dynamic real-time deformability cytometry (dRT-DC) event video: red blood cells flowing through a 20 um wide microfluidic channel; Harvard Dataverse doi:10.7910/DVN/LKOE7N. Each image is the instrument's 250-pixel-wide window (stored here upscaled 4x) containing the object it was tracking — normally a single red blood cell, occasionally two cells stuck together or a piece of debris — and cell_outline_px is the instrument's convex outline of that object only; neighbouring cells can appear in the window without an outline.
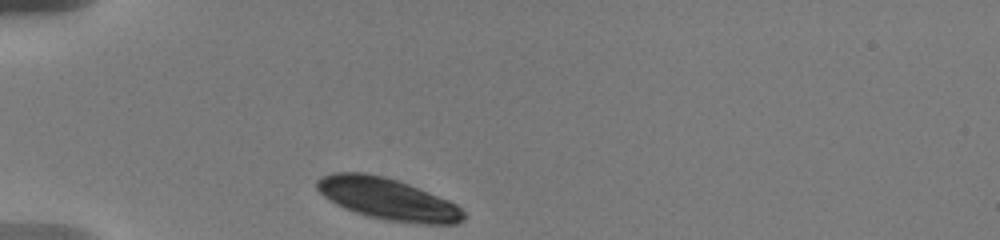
{"species": "human", "species_latin": "Homo sapiens", "temperature_condition": "warm", "stored_images_in_passage": 30, "camera_frame_rate_fps": 3000, "um_per_image_px": 0.085, "donor": {"sex": "male"}, "frame": {"image": 1, "passage_image": 1, "time_ms": 0.0, "image_size_px": [1000, 240], "cell_outline_px": [[464, 220], [456, 224], [420, 224], [388, 220], [368, 216], [344, 208], [328, 200], [316, 188], [316, 180], [320, 176], [332, 172], [364, 172], [384, 176], [408, 184], [448, 200], [456, 204], [464, 212]], "centroid_in_image_um": [32.92, 16.9], "position_along_channel_um": 52.1, "area_um2": 35.55}}
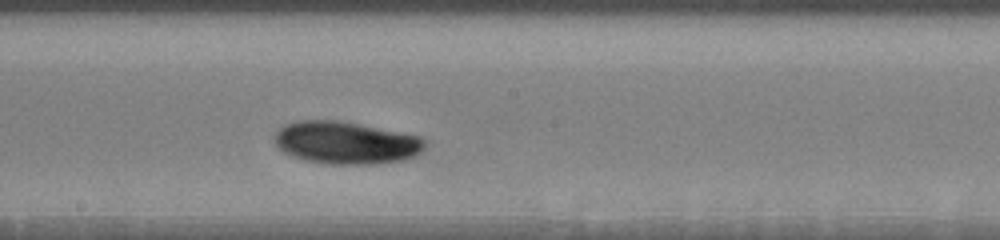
{"frame": {"image": 2, "passage_image": 14, "time_ms": 5.333, "image_size_px": [1000, 240], "cell_outline_px": [[424, 148], [420, 152], [404, 160], [376, 164], [324, 164], [304, 160], [292, 156], [284, 152], [276, 144], [276, 132], [284, 124], [296, 120], [340, 120], [420, 136], [424, 140]], "centroid_in_image_um": [29.38, 12.13], "position_along_channel_um": 218.8, "area_um2": 37.22}}
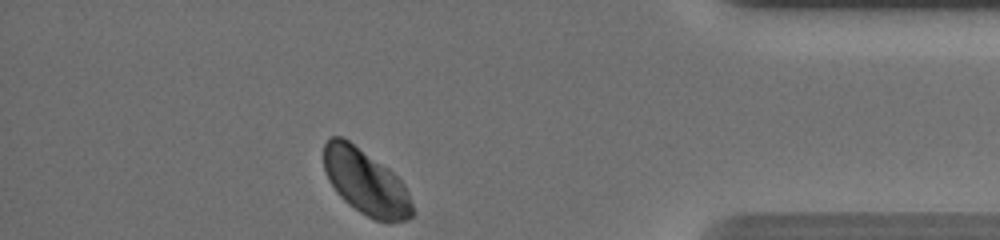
{"frame": {"image": 3, "passage_image": 30, "time_ms": 11.333, "image_size_px": [1000, 240], "cell_outline_px": [[412, 216], [404, 220], [388, 224], [376, 220], [360, 212], [348, 204], [336, 192], [328, 180], [324, 168], [324, 144], [332, 136], [340, 136], [348, 140], [388, 168], [404, 184], [408, 192], [412, 204]], "centroid_in_image_um": [31.07, 15.5], "position_along_channel_um": 404.1, "area_um2": 33.52}, "authors_computed_cell_mechanics": {"area_um2": 36.2117, "velocity_mm_per_s": 3.5559, "shape_relaxation_time_tau1_ms": 3.5508, "shape_relaxation_time_tau2_ms": null, "deformation_change_tau1": 0.0631, "deformation_change_tau2": null}}